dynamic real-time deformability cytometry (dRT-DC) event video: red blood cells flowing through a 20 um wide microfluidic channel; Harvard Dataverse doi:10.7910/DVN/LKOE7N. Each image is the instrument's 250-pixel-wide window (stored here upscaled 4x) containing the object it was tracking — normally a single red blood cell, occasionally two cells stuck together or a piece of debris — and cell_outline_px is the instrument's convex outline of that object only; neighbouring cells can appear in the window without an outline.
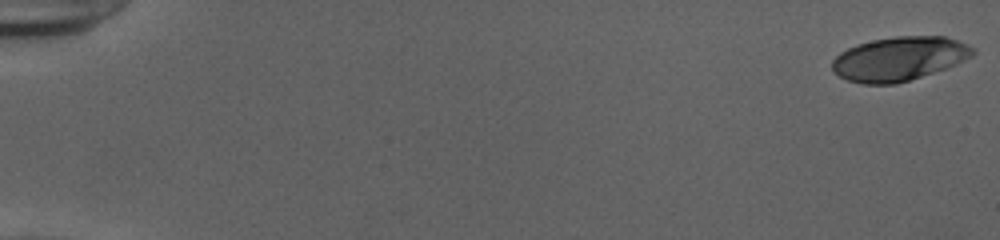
{"species": "human", "species_latin": "Homo sapiens", "temperature_condition": "cold", "stored_images_in_passage": 54, "camera_frame_rate_fps": 3000, "um_per_image_px": 0.085, "donor": {"sex": "female"}, "frame": {"image": 1, "passage_image": 1, "time_ms": 0.0, "image_size_px": [1000, 240], "cell_outline_px": [[976, 52], [972, 56], [956, 64], [896, 84], [864, 84], [848, 80], [840, 76], [832, 68], [832, 60], [840, 52], [856, 44], [872, 40], [896, 36], [944, 36], [968, 44], [976, 48]], "centroid_in_image_um": [76.43, 4.98], "position_along_channel_um": 8.6, "area_um2": 35.84}}
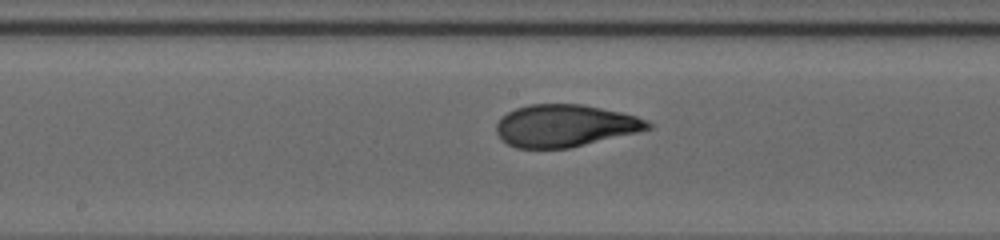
{"frame": {"image": 2, "passage_image": 30, "time_ms": 9.667, "image_size_px": [1000, 240], "cell_outline_px": [[652, 128], [636, 132], [568, 148], [516, 148], [500, 140], [496, 132], [496, 124], [508, 112], [516, 108], [528, 104], [584, 104], [620, 112], [636, 116], [648, 120], [652, 124]], "centroid_in_image_um": [48.0, 10.68], "position_along_channel_um": 200.2, "area_um2": 37.11}}
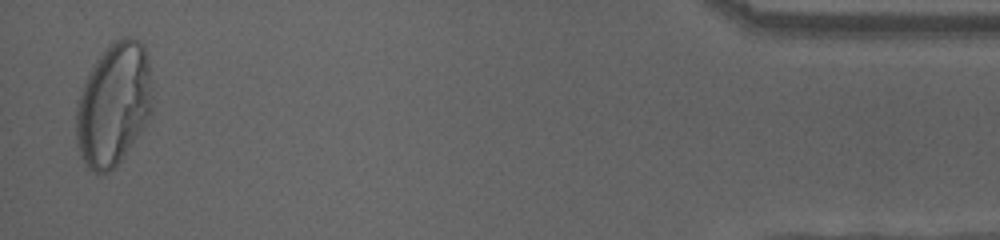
{"frame": {"image": 3, "passage_image": 53, "time_ms": 17.333, "image_size_px": [1000, 240], "cell_outline_px": [[152, 112], [124, 156], [108, 172], [92, 172], [84, 164], [80, 156], [76, 144], [76, 108], [84, 80], [88, 72], [96, 60], [116, 40], [124, 36], [132, 36], [140, 40], [144, 44], [148, 60], [152, 96]], "centroid_in_image_um": [9.64, 8.86], "position_along_channel_um": 425.6, "area_um2": 54.51}, "authors_computed_cell_mechanics": {"area_um2": 37.2521, "velocity_mm_per_s": 3.9107, "shape_relaxation_time_tau1_ms": 6.9473, "shape_relaxation_time_tau2_ms": 0.8576, "deformation_change_tau1": 0.2873, "deformation_change_tau2": 0.0681}}